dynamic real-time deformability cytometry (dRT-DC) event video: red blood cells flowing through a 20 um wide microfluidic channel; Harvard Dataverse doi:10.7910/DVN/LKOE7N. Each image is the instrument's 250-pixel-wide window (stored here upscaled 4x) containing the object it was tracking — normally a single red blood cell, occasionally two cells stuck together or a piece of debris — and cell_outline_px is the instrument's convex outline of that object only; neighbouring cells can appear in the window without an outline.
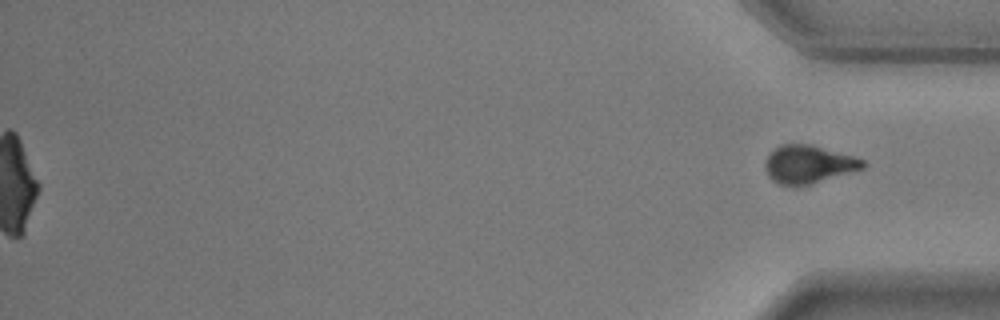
{"species": "common noctule bat (a hibernating species)", "species_latin": "Nyctalus noctula", "temperature_condition": "warm", "stored_images_in_passage": 56, "segment_of_instrument_passage": [2, 2], "camera_frame_rate_fps": 3000, "um_per_image_px": 0.085, "animal": {"sex": "male", "body_mass_g": 17.9, "forearm_length_mm": 54.2}, "frame": {"image": 1, "passage_image": 56, "time_ms": 18.333, "image_size_px": [1000, 320], "cell_outline_px": [[868, 164], [864, 168], [812, 184], [780, 184], [772, 180], [768, 176], [764, 168], [764, 164], [768, 156], [780, 144], [812, 144], [852, 156], [864, 160]], "centroid_in_image_um": [68.73, 13.95], "position_along_channel_um": 366.5, "area_um2": 21.44}}